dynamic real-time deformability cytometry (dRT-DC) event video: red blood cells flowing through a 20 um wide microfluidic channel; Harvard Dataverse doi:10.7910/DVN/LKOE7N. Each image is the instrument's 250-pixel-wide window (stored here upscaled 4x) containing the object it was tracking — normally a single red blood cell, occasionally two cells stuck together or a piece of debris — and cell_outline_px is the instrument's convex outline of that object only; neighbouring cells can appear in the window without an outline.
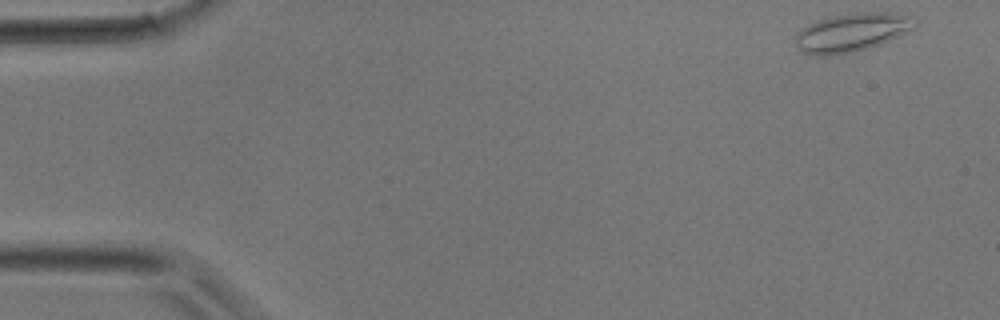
{"species": "common noctule bat (a hibernating species)", "species_latin": "Nyctalus noctula", "temperature_condition": "room temperature", "stored_images_in_passage": 8, "camera_frame_rate_fps": 3000, "um_per_image_px": 0.085, "animal": {"sex": "male", "body_mass_g": 17.9}, "frame": {"image": 1, "passage_image": 1, "time_ms": 0.0, "image_size_px": [1000, 320], "cell_outline_px": [[916, 24], [912, 28], [888, 40], [852, 52], [828, 56], [812, 56], [800, 52], [796, 48], [796, 32], [808, 24], [820, 20], [836, 16], [860, 12], [888, 12], [908, 16], [916, 20]], "centroid_in_image_um": [72.3, 2.77], "position_along_channel_um": 12.7, "area_um2": 26.24}}